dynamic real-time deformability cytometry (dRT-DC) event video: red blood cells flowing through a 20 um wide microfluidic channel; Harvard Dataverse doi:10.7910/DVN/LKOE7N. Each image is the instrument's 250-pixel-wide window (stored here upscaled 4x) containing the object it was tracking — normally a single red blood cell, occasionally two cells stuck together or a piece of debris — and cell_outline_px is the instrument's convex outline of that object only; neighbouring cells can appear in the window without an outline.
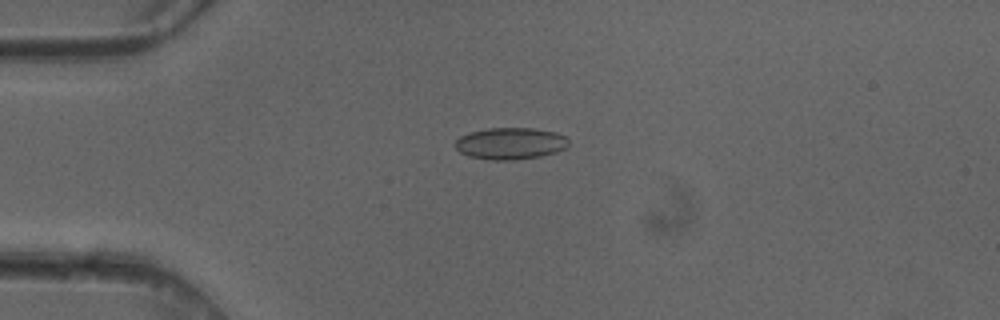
{"species": "common noctule bat (a hibernating species)", "species_latin": "Nyctalus noctula", "temperature_condition": "cold", "stored_images_in_passage": 6, "camera_frame_rate_fps": 3000, "um_per_image_px": 0.085, "animal": {"sex": "female"}, "frame": {"image": 1, "passage_image": 3, "time_ms": 0.667, "image_size_px": [1000, 320], "cell_outline_px": [[568, 144], [564, 148], [556, 152], [540, 156], [512, 160], [492, 160], [468, 156], [460, 152], [452, 144], [460, 136], [472, 132], [488, 128], [532, 128], [556, 132], [568, 136]], "centroid_in_image_um": [43.38, 12.19], "position_along_channel_um": 41.6, "area_um2": 21.04}}
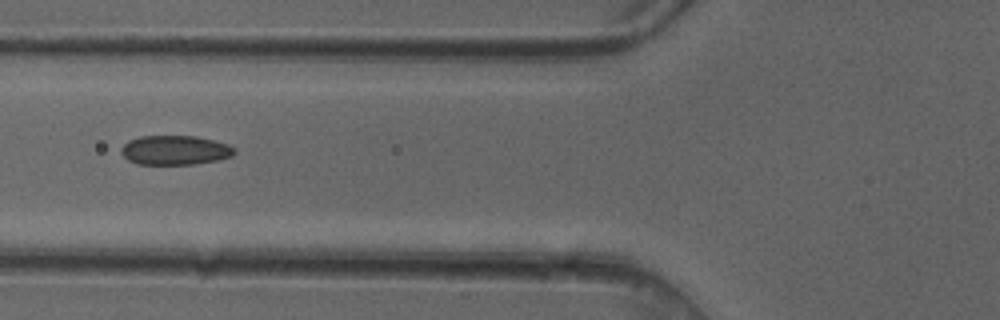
{"frame": {"image": 2, "passage_image": 5, "time_ms": 1.333, "image_size_px": [1000, 320], "cell_outline_px": [[236, 152], [232, 156], [216, 160], [196, 164], [136, 164], [128, 160], [120, 152], [120, 148], [128, 140], [140, 136], [196, 136], [216, 140], [228, 144], [236, 148]], "centroid_in_image_um": [14.88, 12.76], "position_along_channel_um": 110.9, "area_um2": 19.59}}
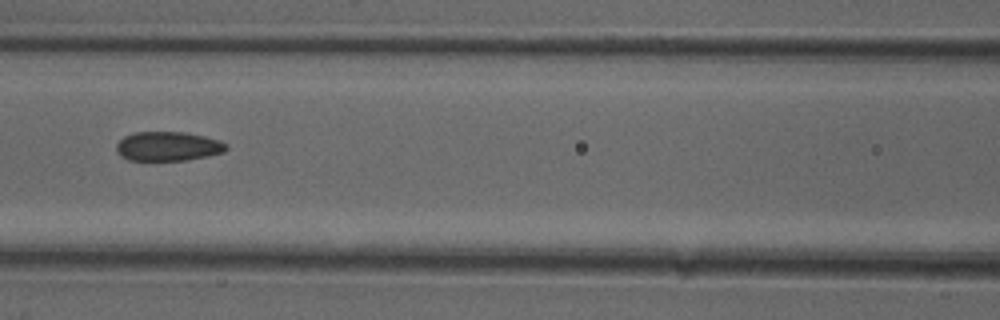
{"frame": {"image": 3, "passage_image": 6, "time_ms": 1.667, "image_size_px": [1000, 320], "cell_outline_px": [[228, 148], [224, 152], [208, 156], [188, 160], [128, 160], [120, 156], [116, 152], [116, 144], [124, 136], [136, 132], [184, 132], [204, 136], [220, 140], [228, 144]], "centroid_in_image_um": [14.29, 12.44], "position_along_channel_um": 152.3, "area_um2": 18.9}}